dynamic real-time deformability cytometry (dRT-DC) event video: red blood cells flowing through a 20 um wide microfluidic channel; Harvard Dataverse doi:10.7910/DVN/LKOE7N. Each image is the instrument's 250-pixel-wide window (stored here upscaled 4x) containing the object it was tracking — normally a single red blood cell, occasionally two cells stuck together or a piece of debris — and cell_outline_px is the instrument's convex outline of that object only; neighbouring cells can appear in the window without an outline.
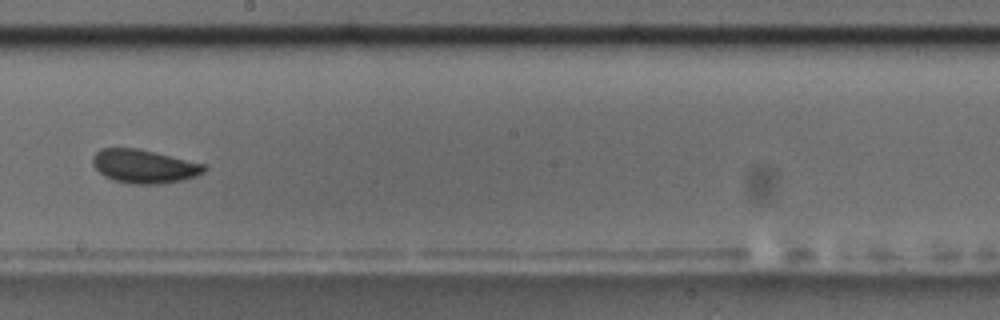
{"species": "common noctule bat (a hibernating species)", "species_latin": "Nyctalus noctula", "temperature_condition": "room temperature", "stored_images_in_passage": 13, "camera_frame_rate_fps": 3000, "um_per_image_px": 0.085, "animal": {"sex": "male", "body_mass_g": 17.5, "forearm_length_mm": 52.3}, "frame": {"image": 1, "passage_image": 6, "time_ms": 5.667, "image_size_px": [1000, 320], "cell_outline_px": [[208, 168], [204, 172], [196, 176], [184, 180], [160, 184], [132, 184], [112, 180], [104, 176], [92, 164], [92, 156], [100, 148], [140, 148], [204, 164]], "centroid_in_image_um": [12.24, 14.14], "position_along_channel_um": 236.0, "area_um2": 22.02}, "authors_computed_cell_mechanics": {"area_um2": 21.097, "velocity_mm_per_s": 3.537, "shape_relaxation_time_tau1_ms": 3.1652, "shape_relaxation_time_tau2_ms": 1.2562, "deformation_change_tau1": 0.0758, "deformation_change_tau2": 0.0588}}